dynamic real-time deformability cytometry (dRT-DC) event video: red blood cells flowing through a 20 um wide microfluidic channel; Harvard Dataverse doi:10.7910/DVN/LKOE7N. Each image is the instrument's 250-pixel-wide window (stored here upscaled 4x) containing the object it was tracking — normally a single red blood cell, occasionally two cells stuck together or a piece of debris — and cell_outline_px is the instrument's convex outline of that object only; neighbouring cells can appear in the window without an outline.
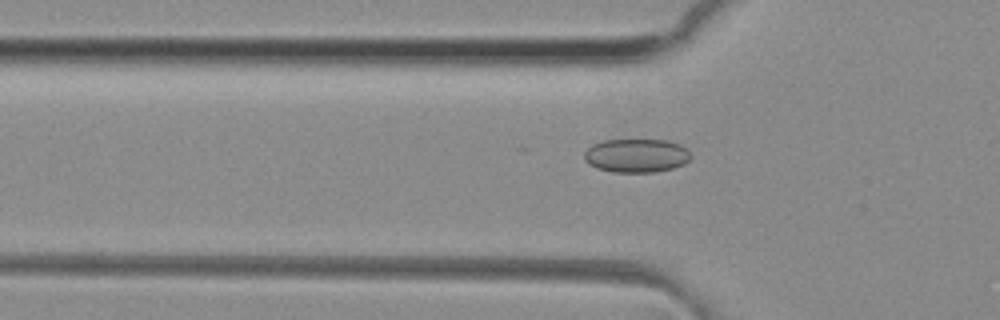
{"species": "common noctule bat (a hibernating species)", "species_latin": "Nyctalus noctula", "temperature_condition": "room temperature", "stored_images_in_passage": 34, "camera_frame_rate_fps": 3000, "um_per_image_px": 0.085, "animal": {"sex": "female", "body_mass_g": 29.2, "forearm_length_mm": 56.3}, "frame": {"image": 1, "passage_image": 2, "time_ms": 0.333, "image_size_px": [1000, 320], "cell_outline_px": [[692, 156], [684, 164], [672, 168], [652, 172], [612, 172], [596, 168], [588, 164], [584, 160], [584, 152], [592, 144], [604, 140], [668, 140], [680, 144]], "centroid_in_image_um": [54.06, 13.22], "position_along_channel_um": 71.7, "area_um2": 20.92}}
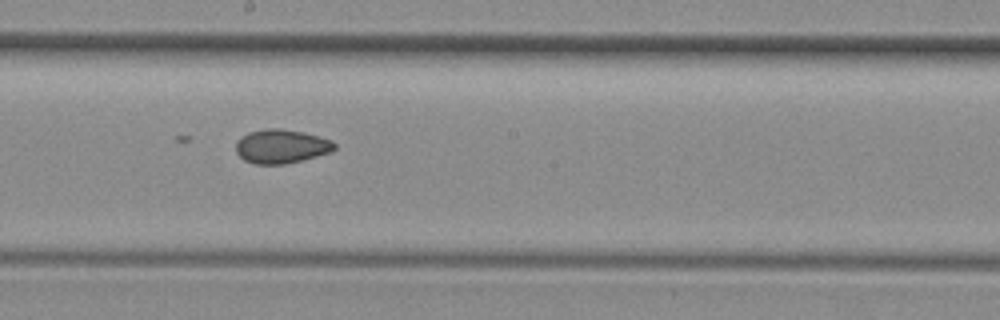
{"frame": {"image": 2, "passage_image": 13, "time_ms": 4.0, "image_size_px": [1000, 320], "cell_outline_px": [[336, 148], [332, 152], [284, 164], [256, 164], [244, 160], [236, 152], [236, 140], [240, 136], [248, 132], [264, 128], [280, 128], [304, 132], [332, 140], [336, 144]], "centroid_in_image_um": [23.89, 12.42], "position_along_channel_um": 224.3, "area_um2": 19.65}}
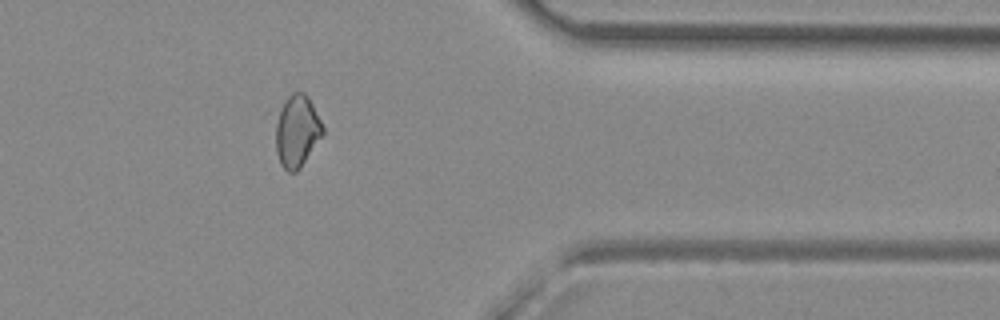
{"frame": {"image": 3, "passage_image": 26, "time_ms": 8.333, "image_size_px": [1000, 320], "cell_outline_px": [[324, 132], [300, 168], [296, 172], [288, 172], [280, 164], [276, 152], [268, 112], [268, 108], [292, 92], [304, 92], [308, 96], [324, 128]], "centroid_in_image_um": [25.04, 11.01], "position_along_channel_um": 386.4, "area_um2": 21.79}}